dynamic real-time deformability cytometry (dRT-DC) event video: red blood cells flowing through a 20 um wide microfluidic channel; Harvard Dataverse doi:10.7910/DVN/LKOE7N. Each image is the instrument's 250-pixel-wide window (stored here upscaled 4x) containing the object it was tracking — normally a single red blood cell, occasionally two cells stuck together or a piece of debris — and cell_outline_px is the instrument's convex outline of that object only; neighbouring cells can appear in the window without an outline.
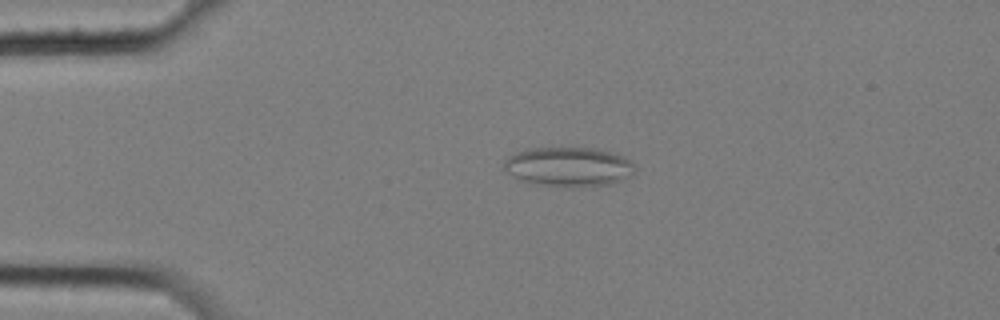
{"species": "common noctule bat (a hibernating species)", "species_latin": "Nyctalus noctula", "temperature_condition": "cold", "stored_images_in_passage": 3, "camera_frame_rate_fps": 3000, "um_per_image_px": 0.085, "animal": {"sex": "female", "body_mass_g": 25.1}, "frame": {"image": 1, "passage_image": 2, "time_ms": 0.333, "image_size_px": [1000, 320], "cell_outline_px": [[636, 168], [632, 176], [612, 184], [572, 188], [564, 188], [532, 184], [512, 176], [504, 168], [504, 160], [508, 156], [516, 152], [528, 148], [596, 148], [612, 152], [628, 160]], "centroid_in_image_um": [48.32, 14.2], "position_along_channel_um": 36.7, "area_um2": 30.52}}